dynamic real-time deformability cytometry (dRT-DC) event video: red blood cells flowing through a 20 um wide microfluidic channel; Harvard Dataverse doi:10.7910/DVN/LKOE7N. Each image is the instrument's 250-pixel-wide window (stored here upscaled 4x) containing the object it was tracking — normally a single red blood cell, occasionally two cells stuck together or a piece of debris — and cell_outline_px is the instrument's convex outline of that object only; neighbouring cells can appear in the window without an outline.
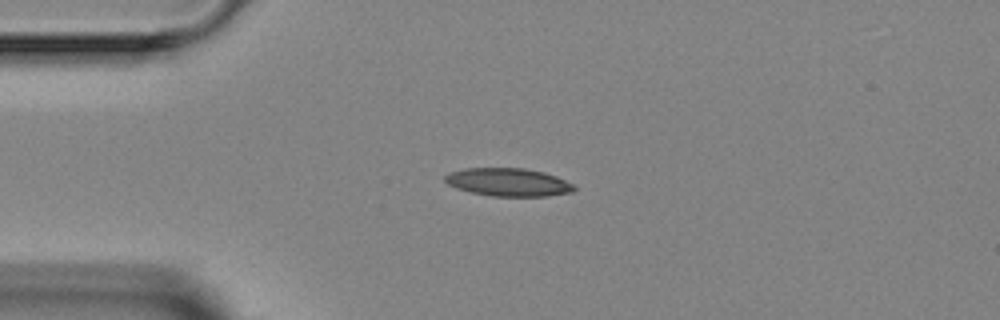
{"species": "Egyptian fruit bat (a non-hibernating species)", "species_latin": "Rousettus aegyptiacus", "temperature_condition": "room temperature", "stored_images_in_passage": 5, "camera_frame_rate_fps": 3000, "um_per_image_px": 0.085, "animal": {"sex": "female"}, "frame": {"image": 1, "passage_image": 2, "time_ms": 2.333, "image_size_px": [1000, 320], "cell_outline_px": [[576, 188], [572, 192], [548, 196], [492, 196], [472, 192], [456, 188], [448, 184], [444, 180], [444, 176], [448, 172], [464, 168], [524, 168], [544, 172], [556, 176], [572, 184]], "centroid_in_image_um": [43.18, 15.48], "position_along_channel_um": 41.8, "area_um2": 21.1}}
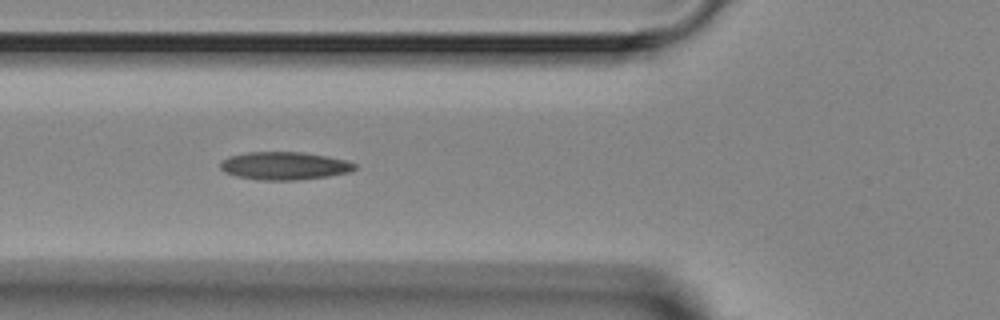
{"frame": {"image": 2, "passage_image": 4, "time_ms": 4.333, "image_size_px": [1000, 320], "cell_outline_px": [[356, 168], [348, 172], [328, 176], [296, 180], [260, 180], [236, 176], [224, 172], [220, 168], [220, 164], [228, 156], [248, 152], [304, 152], [328, 156], [348, 160], [356, 164]], "centroid_in_image_um": [24.18, 14.09], "position_along_channel_um": 101.6, "area_um2": 21.91}}
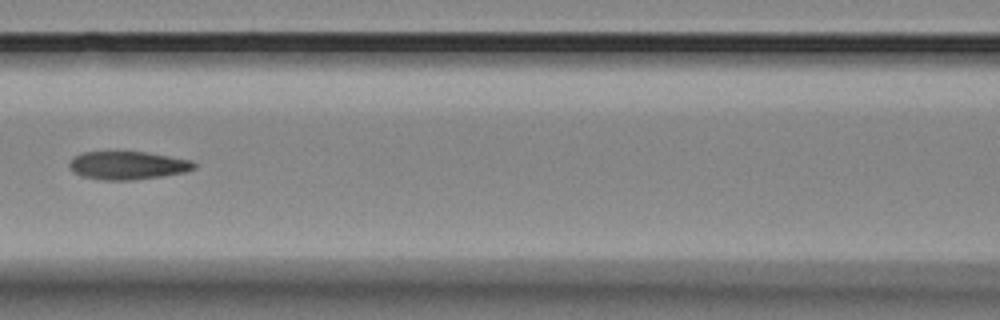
{"frame": {"image": 3, "passage_image": 5, "time_ms": 5.667, "image_size_px": [1000, 320], "cell_outline_px": [[196, 168], [188, 172], [132, 180], [100, 180], [80, 176], [72, 172], [68, 168], [68, 164], [76, 156], [84, 152], [144, 152], [192, 160], [196, 164]], "centroid_in_image_um": [10.85, 14.07], "position_along_channel_um": 155.8, "area_um2": 20.52}}